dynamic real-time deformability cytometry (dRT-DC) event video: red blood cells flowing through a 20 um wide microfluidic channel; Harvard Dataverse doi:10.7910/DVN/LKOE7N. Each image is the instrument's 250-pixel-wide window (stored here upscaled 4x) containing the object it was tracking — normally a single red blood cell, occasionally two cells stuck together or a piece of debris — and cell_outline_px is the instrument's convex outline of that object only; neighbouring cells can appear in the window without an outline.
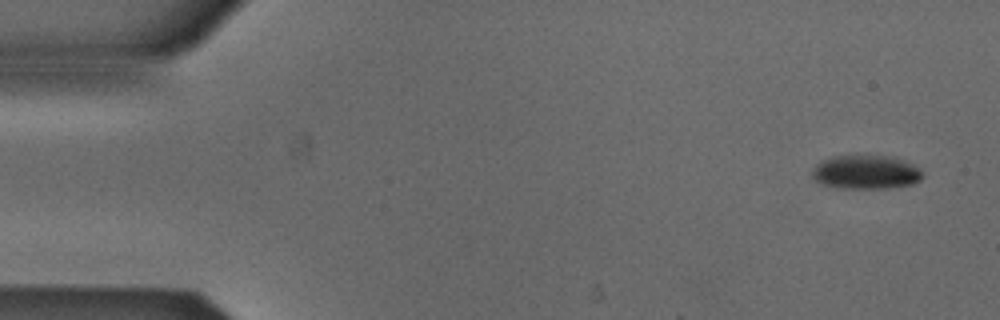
{"species": "Egyptian fruit bat (a non-hibernating species)", "species_latin": "Rousettus aegyptiacus", "temperature_condition": "cold", "stored_images_in_passage": 6, "camera_frame_rate_fps": 3000, "um_per_image_px": 0.085, "animal": {"sex": "male"}, "frame": {"image": 1, "passage_image": 1, "time_ms": 0.0, "image_size_px": [1000, 320], "cell_outline_px": [[924, 176], [920, 180], [912, 184], [884, 188], [844, 188], [824, 184], [816, 180], [812, 176], [812, 168], [820, 160], [832, 156], [856, 152], [896, 156], [912, 164], [924, 172]], "centroid_in_image_um": [73.6, 14.56], "position_along_channel_um": 11.4, "area_um2": 22.72}}
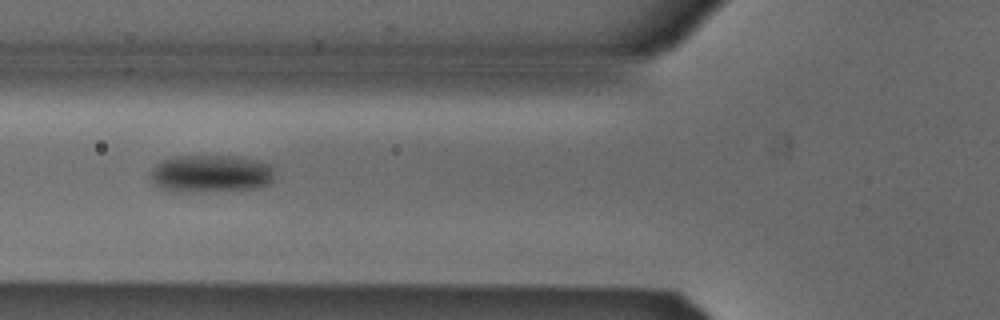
{"frame": {"image": 2, "passage_image": 5, "time_ms": 1.333, "image_size_px": [1000, 320], "cell_outline_px": [[272, 180], [268, 184], [256, 188], [188, 192], [168, 192], [160, 188], [148, 176], [152, 168], [160, 160], [172, 156], [236, 156], [260, 160], [272, 164]], "centroid_in_image_um": [17.86, 14.75], "position_along_channel_um": 107.9, "area_um2": 27.51}}
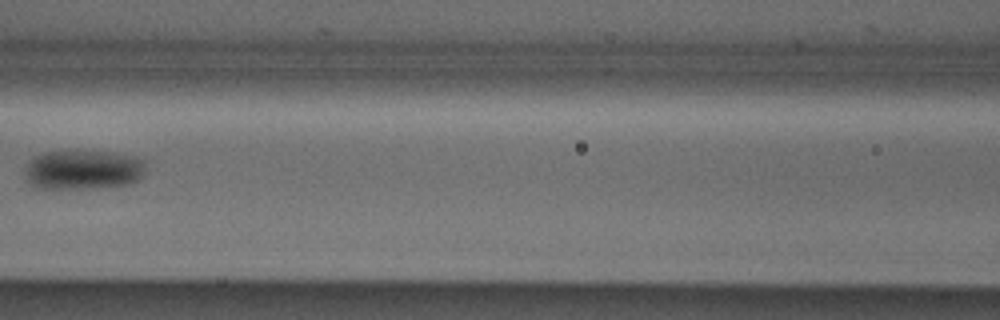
{"frame": {"image": 3, "passage_image": 6, "time_ms": 1.667, "image_size_px": [1000, 320], "cell_outline_px": [[144, 176], [140, 180], [132, 184], [96, 188], [32, 188], [24, 176], [24, 168], [28, 160], [44, 152], [112, 152], [144, 156]], "centroid_in_image_um": [7.1, 14.44], "position_along_channel_um": 159.5, "area_um2": 28.44}}